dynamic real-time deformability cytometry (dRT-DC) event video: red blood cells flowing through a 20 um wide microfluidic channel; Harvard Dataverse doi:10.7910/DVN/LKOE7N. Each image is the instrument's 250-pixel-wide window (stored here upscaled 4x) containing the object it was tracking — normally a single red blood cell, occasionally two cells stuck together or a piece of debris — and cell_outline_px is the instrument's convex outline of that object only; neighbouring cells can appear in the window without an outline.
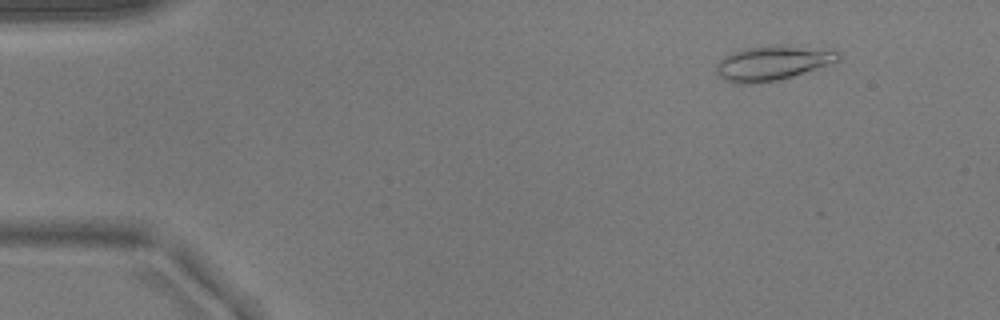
{"species": "common noctule bat (a hibernating species)", "species_latin": "Nyctalus noctula", "temperature_condition": "warm", "stored_images_in_passage": 46, "camera_frame_rate_fps": 3000, "um_per_image_px": 0.085, "animal": {"sex": "male", "body_mass_g": 17.9}, "frame": {"image": 1, "passage_image": 6, "time_ms": 1.667, "image_size_px": [1000, 320], "cell_outline_px": [[840, 60], [792, 76], [776, 80], [752, 84], [736, 84], [720, 76], [716, 72], [716, 64], [724, 56], [732, 52], [744, 48], [796, 48], [840, 52]], "centroid_in_image_um": [65.55, 5.42], "position_along_channel_um": 19.5, "area_um2": 23.06}}
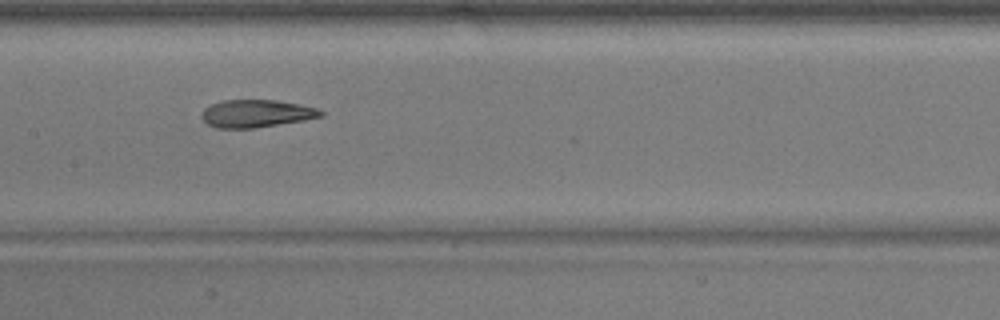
{"frame": {"image": 2, "passage_image": 26, "time_ms": 8.333, "image_size_px": [1000, 320], "cell_outline_px": [[324, 116], [304, 120], [252, 128], [216, 128], [208, 124], [200, 116], [200, 112], [204, 108], [212, 104], [224, 100], [276, 100], [316, 108], [324, 112]], "centroid_in_image_um": [21.75, 9.65], "position_along_channel_um": 185.7, "area_um2": 19.02}}
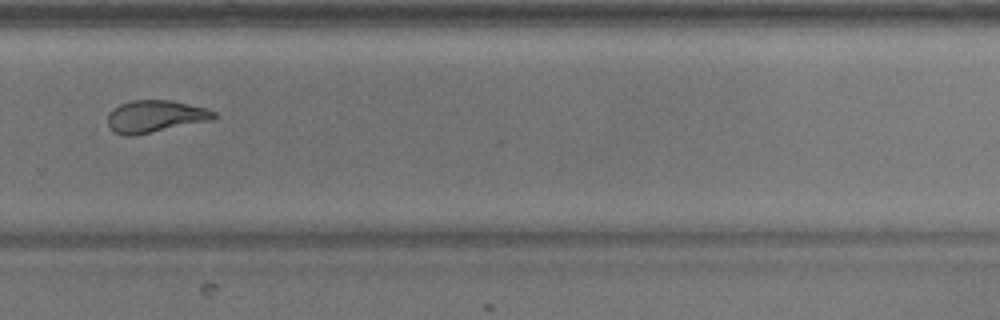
{"frame": {"image": 3, "passage_image": 36, "time_ms": 11.667, "image_size_px": [1000, 320], "cell_outline_px": [[216, 116], [212, 120], [132, 136], [128, 136], [116, 132], [108, 124], [108, 112], [112, 108], [120, 104], [132, 100], [172, 100], [208, 108], [216, 112]], "centroid_in_image_um": [13.21, 9.87], "position_along_channel_um": 316.6, "area_um2": 19.88}}